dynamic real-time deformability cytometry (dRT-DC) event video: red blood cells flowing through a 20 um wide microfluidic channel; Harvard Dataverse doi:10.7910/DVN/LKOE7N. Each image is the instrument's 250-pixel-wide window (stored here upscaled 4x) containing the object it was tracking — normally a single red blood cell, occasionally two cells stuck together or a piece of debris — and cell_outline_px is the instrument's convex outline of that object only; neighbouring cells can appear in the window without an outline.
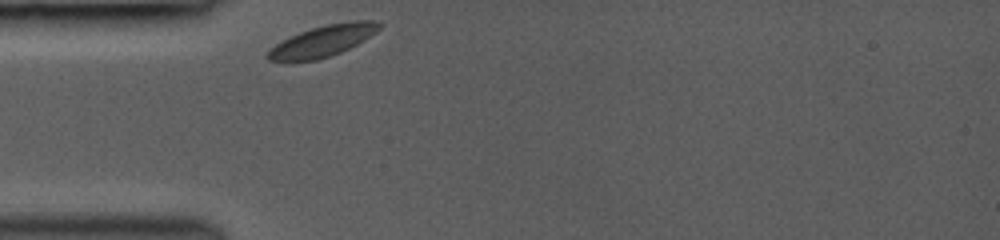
{"species": "common noctule bat (a hibernating species)", "species_latin": "Nyctalus noctula", "temperature_condition": "room temperature", "stored_images_in_passage": 16, "camera_frame_rate_fps": 3000, "um_per_image_px": 0.085, "animal": {"sex": "female", "body_mass_g": 19.0, "forearm_length_mm": 53.3}, "frame": {"image": 1, "passage_image": 1, "time_ms": 0.0, "image_size_px": [1000, 240], "cell_outline_px": [[384, 24], [376, 32], [364, 40], [340, 52], [316, 60], [288, 64], [268, 60], [264, 56], [276, 44], [300, 32], [312, 28], [328, 24], [348, 20], [376, 20]], "centroid_in_image_um": [27.42, 3.51], "position_along_channel_um": 57.6, "area_um2": 20.58}}
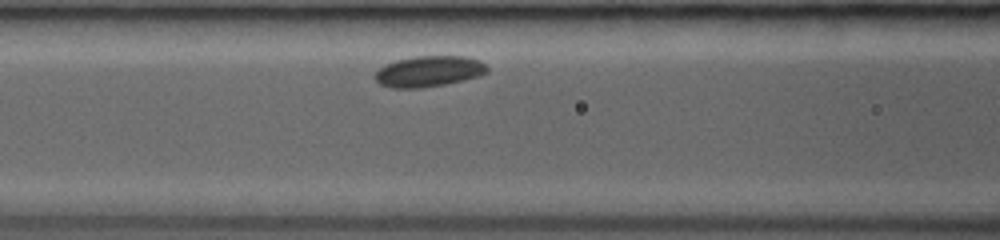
{"frame": {"image": 2, "passage_image": 9, "time_ms": 2.0, "image_size_px": [1000, 240], "cell_outline_px": [[488, 72], [480, 76], [464, 80], [444, 84], [420, 88], [392, 88], [380, 84], [376, 80], [376, 72], [384, 64], [396, 60], [416, 56], [464, 56], [480, 60], [488, 68]], "centroid_in_image_um": [36.47, 6.06], "position_along_channel_um": 130.1, "area_um2": 20.17}}
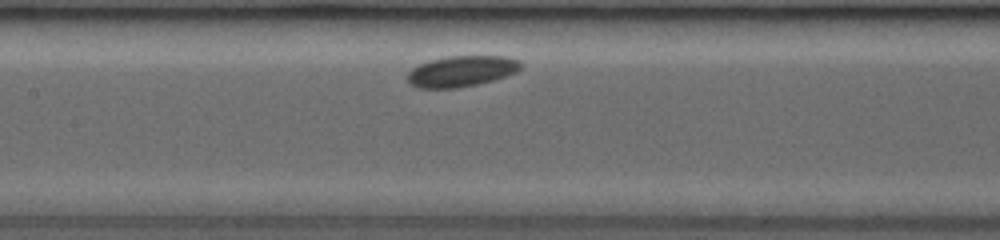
{"frame": {"image": 3, "passage_image": 13, "time_ms": 3.0, "image_size_px": [1000, 240], "cell_outline_px": [[524, 64], [516, 72], [492, 80], [476, 84], [456, 88], [416, 88], [408, 84], [408, 72], [412, 68], [428, 60], [448, 56], [504, 56], [520, 60]], "centroid_in_image_um": [39.2, 6.05], "position_along_channel_um": 168.2, "area_um2": 20.46}}